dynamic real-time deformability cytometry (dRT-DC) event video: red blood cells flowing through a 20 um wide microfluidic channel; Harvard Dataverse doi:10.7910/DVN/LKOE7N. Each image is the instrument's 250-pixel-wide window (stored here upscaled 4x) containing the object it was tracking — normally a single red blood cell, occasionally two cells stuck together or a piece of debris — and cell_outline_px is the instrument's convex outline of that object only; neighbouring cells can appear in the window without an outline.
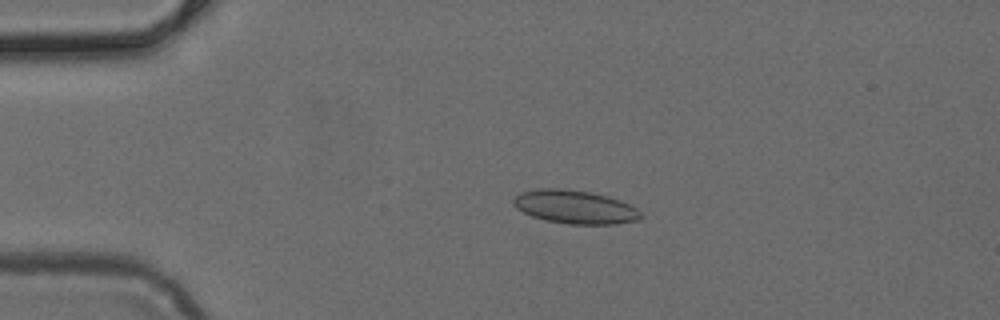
{"species": "common noctule bat (a hibernating species)", "species_latin": "Nyctalus noctula", "temperature_condition": "cold", "stored_images_in_passage": 3, "camera_frame_rate_fps": 3000, "um_per_image_px": 0.085, "animal": {"sex": "female", "body_mass_g": 24.6, "forearm_length_mm": 56.2}, "frame": {"image": 1, "passage_image": 2, "time_ms": 0.333, "image_size_px": [1000, 320], "cell_outline_px": [[644, 216], [640, 220], [616, 224], [568, 224], [544, 220], [532, 216], [516, 208], [512, 204], [512, 200], [520, 192], [540, 188], [560, 188], [592, 192], [608, 196], [620, 200], [636, 208]], "centroid_in_image_um": [48.87, 17.59], "position_along_channel_um": 36.1, "area_um2": 25.03}}